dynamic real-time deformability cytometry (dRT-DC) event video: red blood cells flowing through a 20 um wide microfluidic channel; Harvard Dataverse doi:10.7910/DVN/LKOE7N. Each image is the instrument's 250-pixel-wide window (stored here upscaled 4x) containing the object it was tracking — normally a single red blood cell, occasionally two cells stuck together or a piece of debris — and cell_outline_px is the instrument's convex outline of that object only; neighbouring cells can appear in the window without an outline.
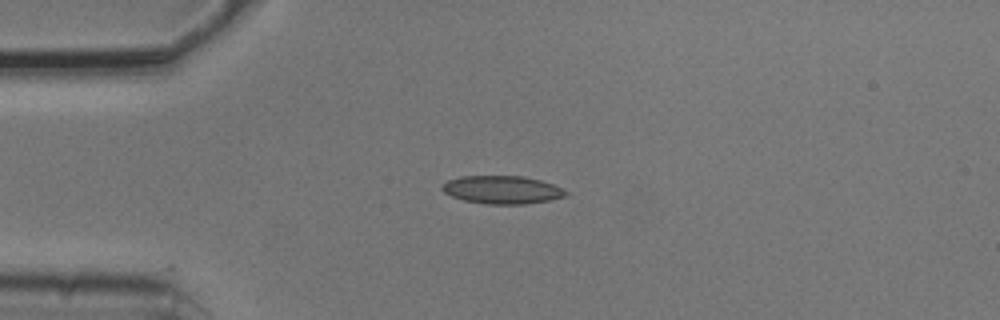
{"species": "common noctule bat (a hibernating species)", "species_latin": "Nyctalus noctula", "temperature_condition": "cold", "stored_images_in_passage": 4, "camera_frame_rate_fps": 3000, "um_per_image_px": 0.085, "animal": {"sex": "male", "body_mass_g": 20.5, "forearm_length_mm": 52.5}, "frame": {"image": 1, "passage_image": 4, "time_ms": 1.0, "image_size_px": [1000, 320], "cell_outline_px": [[568, 192], [564, 196], [548, 200], [524, 204], [488, 204], [464, 200], [452, 196], [444, 192], [440, 188], [448, 180], [460, 176], [524, 176], [540, 180], [552, 184]], "centroid_in_image_um": [42.65, 16.12], "position_along_channel_um": 42.4, "area_um2": 19.94}}